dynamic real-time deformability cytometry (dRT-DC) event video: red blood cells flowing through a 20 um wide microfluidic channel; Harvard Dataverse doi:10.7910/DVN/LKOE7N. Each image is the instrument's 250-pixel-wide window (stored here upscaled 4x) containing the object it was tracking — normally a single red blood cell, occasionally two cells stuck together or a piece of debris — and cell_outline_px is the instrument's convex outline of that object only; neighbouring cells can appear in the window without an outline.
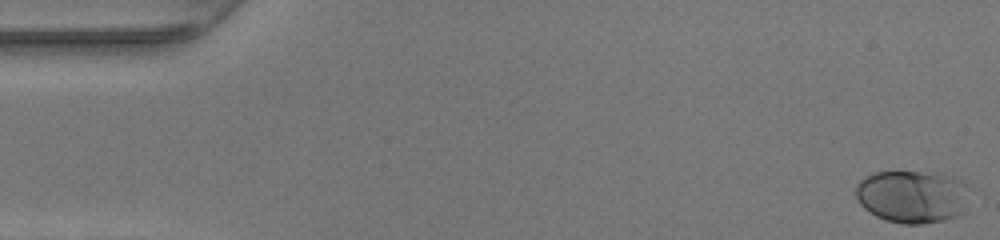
{"species": "human", "species_latin": "Homo sapiens", "temperature_condition": "warm", "stored_images_in_passage": 49, "camera_frame_rate_fps": 3000, "um_per_image_px": 0.085, "donor": {"sex": "female"}, "frame": {"image": 1, "passage_image": 1, "time_ms": 0.0, "image_size_px": [1000, 240], "cell_outline_px": [[964, 212], [956, 216], [944, 220], [920, 224], [904, 224], [888, 220], [876, 216], [868, 212], [860, 204], [856, 196], [856, 184], [860, 180], [872, 172], [920, 172], [952, 176], [960, 180], [964, 184]], "centroid_in_image_um": [77.46, 16.71], "position_along_channel_um": 7.5, "area_um2": 34.45}}
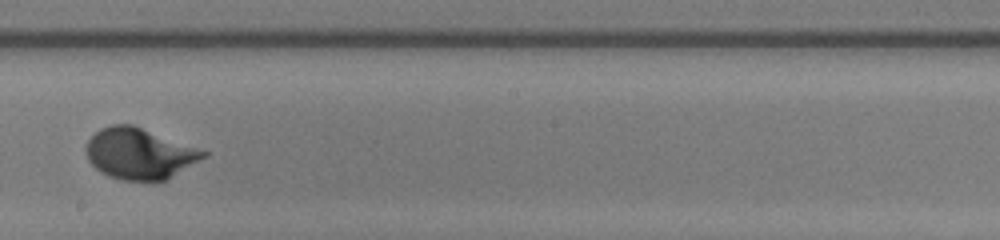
{"frame": {"image": 2, "passage_image": 28, "time_ms": 9.0, "image_size_px": [1000, 240], "cell_outline_px": [[208, 156], [164, 180], [120, 180], [108, 176], [100, 172], [88, 160], [84, 152], [84, 148], [88, 140], [100, 128], [112, 124], [132, 124], [208, 152]], "centroid_in_image_um": [11.8, 13.05], "position_along_channel_um": 236.4, "area_um2": 34.62}}
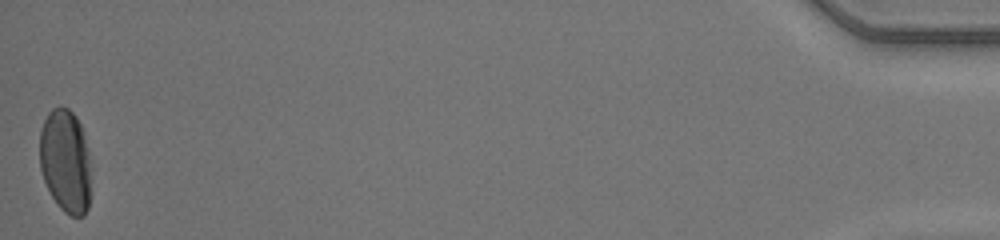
{"frame": {"image": 3, "passage_image": 49, "time_ms": 16.0, "image_size_px": [1000, 240], "cell_outline_px": [[92, 192], [88, 208], [84, 216], [72, 216], [64, 212], [60, 208], [52, 196], [44, 180], [40, 168], [40, 132], [44, 120], [48, 112], [52, 108], [68, 108], [76, 116], [84, 132], [88, 148], [92, 168]], "centroid_in_image_um": [5.62, 13.73], "position_along_channel_um": 429.6, "area_um2": 31.73}, "authors_computed_cell_mechanics": {"area_um2": 32.4836, "velocity_mm_per_s": 4.2206, "shape_relaxation_time_tau1_ms": 2.5184, "shape_relaxation_time_tau2_ms": null, "deformation_change_tau1": 0.1425, "deformation_change_tau2": null}}